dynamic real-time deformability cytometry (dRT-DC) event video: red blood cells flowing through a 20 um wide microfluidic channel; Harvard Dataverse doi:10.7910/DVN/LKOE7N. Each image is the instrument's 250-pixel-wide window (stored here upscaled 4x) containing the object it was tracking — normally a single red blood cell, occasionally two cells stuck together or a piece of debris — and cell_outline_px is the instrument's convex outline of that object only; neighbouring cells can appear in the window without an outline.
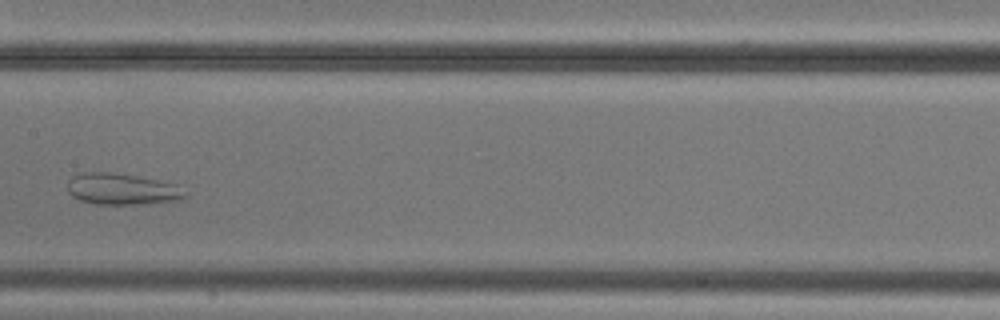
{"species": "common noctule bat (a hibernating species)", "species_latin": "Nyctalus noctula", "temperature_condition": "cold", "stored_images_in_passage": 6, "camera_frame_rate_fps": 3000, "um_per_image_px": 0.085, "animal": {"sex": "male", "body_mass_g": 20.5, "forearm_length_mm": 52.5}, "frame": {"image": 1, "passage_image": 6, "time_ms": 6.667, "image_size_px": [1000, 320], "cell_outline_px": [[188, 196], [180, 200], [144, 204], [96, 204], [80, 200], [72, 196], [68, 192], [68, 180], [72, 176], [84, 172], [108, 172], [136, 176], [176, 184]], "centroid_in_image_um": [10.35, 16.08], "position_along_channel_um": 197.1, "area_um2": 21.39}}